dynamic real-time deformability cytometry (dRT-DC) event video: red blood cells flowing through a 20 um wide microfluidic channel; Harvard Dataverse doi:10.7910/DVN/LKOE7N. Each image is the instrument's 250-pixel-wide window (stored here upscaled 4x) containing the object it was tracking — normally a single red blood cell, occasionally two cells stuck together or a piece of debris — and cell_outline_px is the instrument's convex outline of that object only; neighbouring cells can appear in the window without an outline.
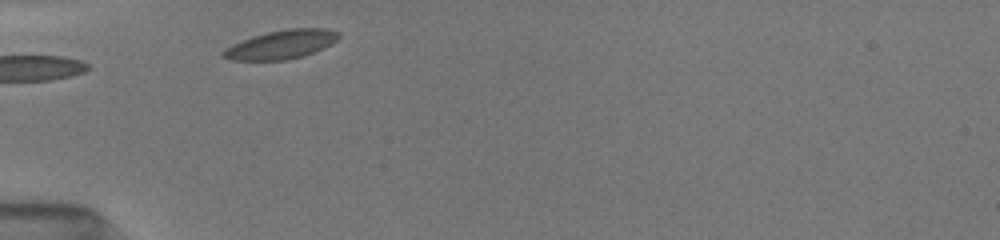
{"species": "common noctule bat (a hibernating species)", "species_latin": "Nyctalus noctula", "temperature_condition": "room temperature", "stored_images_in_passage": 4, "camera_frame_rate_fps": 3000, "um_per_image_px": 0.085, "animal": {"sex": "female", "body_mass_g": 19.5, "forearm_length_mm": 54.1}, "frame": {"image": 1, "passage_image": 1, "time_ms": 0.0, "image_size_px": [1000, 240], "cell_outline_px": [[340, 36], [336, 40], [324, 48], [304, 56], [288, 60], [232, 60], [220, 56], [220, 52], [232, 44], [252, 36], [268, 32], [288, 28], [324, 28], [340, 32]], "centroid_in_image_um": [23.9, 3.78], "position_along_channel_um": 61.1, "area_um2": 19.48}}